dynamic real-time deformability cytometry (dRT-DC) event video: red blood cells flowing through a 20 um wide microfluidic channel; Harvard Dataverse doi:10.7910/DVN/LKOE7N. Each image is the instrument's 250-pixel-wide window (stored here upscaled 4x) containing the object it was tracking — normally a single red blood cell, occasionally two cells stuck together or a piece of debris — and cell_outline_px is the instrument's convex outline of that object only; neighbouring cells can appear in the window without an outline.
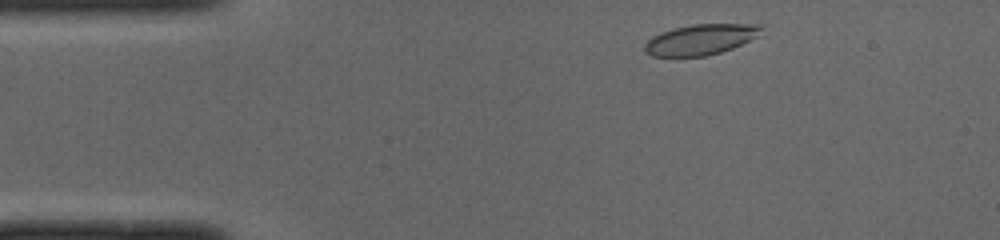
{"species": "common noctule bat (a hibernating species)", "species_latin": "Nyctalus noctula", "temperature_condition": "cold", "stored_images_in_passage": 44, "camera_frame_rate_fps": 3000, "um_per_image_px": 0.085, "animal": {"sex": "male", "body_mass_g": 19.0, "forearm_length_mm": 50.8}, "frame": {"image": 1, "passage_image": 2, "time_ms": 0.333, "image_size_px": [1000, 240], "cell_outline_px": [[764, 28], [756, 36], [732, 48], [720, 52], [704, 56], [652, 56], [644, 52], [644, 44], [652, 36], [660, 32], [672, 28], [696, 24], [764, 24]], "centroid_in_image_um": [59.52, 3.35], "position_along_channel_um": 25.5, "area_um2": 20.69}}
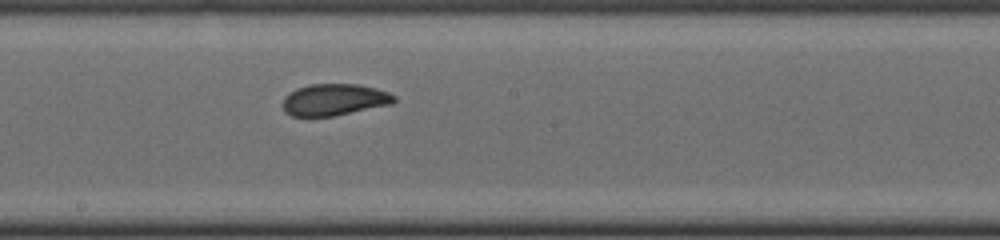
{"frame": {"image": 2, "passage_image": 21, "time_ms": 6.667, "image_size_px": [1000, 240], "cell_outline_px": [[396, 100], [392, 104], [332, 116], [292, 116], [284, 112], [284, 96], [296, 88], [308, 84], [356, 84], [376, 88], [388, 92], [396, 96]], "centroid_in_image_um": [28.41, 8.46], "position_along_channel_um": 219.8, "area_um2": 20.52}}
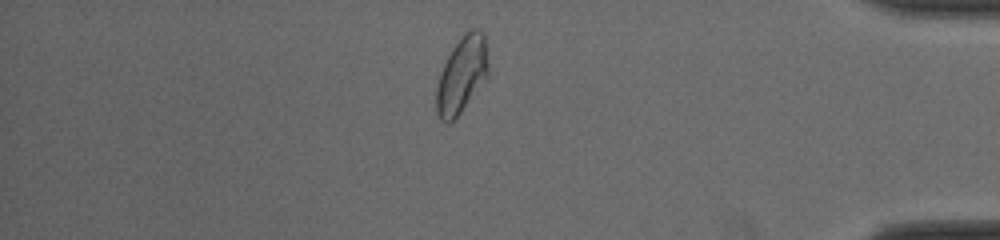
{"frame": {"image": 3, "passage_image": 37, "time_ms": 12.0, "image_size_px": [1000, 240], "cell_outline_px": [[488, 76], [460, 112], [448, 124], [440, 120], [436, 112], [436, 88], [440, 72], [452, 48], [464, 32], [472, 28], [480, 28], [484, 32], [488, 64]], "centroid_in_image_um": [39.25, 6.32], "position_along_channel_um": 396.0, "area_um2": 23.06}, "authors_computed_cell_mechanics": {"area_um2": 21.4149, "velocity_mm_per_s": 3.9761, "shape_relaxation_time_tau1_ms": 6.4873, "shape_relaxation_time_tau2_ms": 1.3507, "deformation_change_tau1": 0.1632, "deformation_change_tau2": 0.0439}}